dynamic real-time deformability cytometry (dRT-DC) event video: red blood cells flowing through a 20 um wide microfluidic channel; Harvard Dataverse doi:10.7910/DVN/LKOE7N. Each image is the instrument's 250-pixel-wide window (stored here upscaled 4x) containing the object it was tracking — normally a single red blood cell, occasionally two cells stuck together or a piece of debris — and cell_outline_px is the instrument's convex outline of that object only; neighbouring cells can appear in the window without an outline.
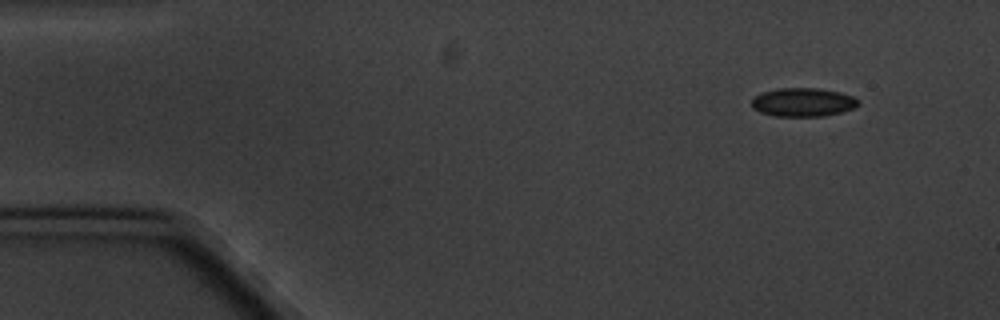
{"species": "common noctule bat (a hibernating species)", "species_latin": "Nyctalus noctula", "temperature_condition": "cold", "stored_images_in_passage": 4, "camera_frame_rate_fps": 3000, "um_per_image_px": 0.085, "animal": {"sex": "male", "body_mass_g": 20.1, "forearm_length_mm": 53.5}, "frame": {"image": 1, "passage_image": 1, "time_ms": 0.0, "image_size_px": [1000, 320], "cell_outline_px": [[860, 104], [852, 108], [840, 112], [824, 116], [776, 116], [760, 112], [752, 108], [752, 100], [756, 96], [764, 92], [776, 88], [820, 88], [840, 92], [852, 96], [860, 100]], "centroid_in_image_um": [68.27, 8.68], "position_along_channel_um": 16.7, "area_um2": 17.74}}
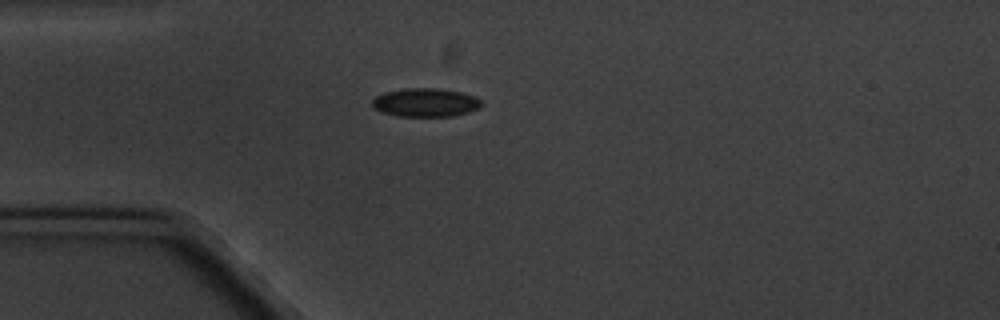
{"frame": {"image": 2, "passage_image": 4, "time_ms": 3.333, "image_size_px": [1000, 320], "cell_outline_px": [[484, 104], [480, 108], [468, 112], [452, 116], [396, 116], [380, 112], [372, 108], [372, 100], [376, 96], [384, 92], [404, 88], [440, 88], [460, 92], [476, 96]], "centroid_in_image_um": [36.16, 8.71], "position_along_channel_um": 48.8, "area_um2": 18.44}}